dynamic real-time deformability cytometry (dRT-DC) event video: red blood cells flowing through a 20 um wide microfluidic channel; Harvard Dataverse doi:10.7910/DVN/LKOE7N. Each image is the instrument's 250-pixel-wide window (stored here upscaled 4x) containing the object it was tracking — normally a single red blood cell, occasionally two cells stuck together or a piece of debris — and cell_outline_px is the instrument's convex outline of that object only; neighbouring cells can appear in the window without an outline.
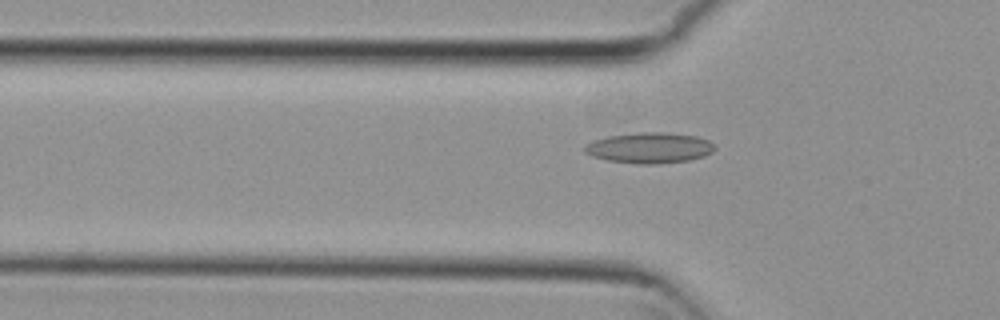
{"species": "common noctule bat (a hibernating species)", "species_latin": "Nyctalus noctula", "temperature_condition": "cold", "stored_images_in_passage": 51, "camera_frame_rate_fps": 3000, "um_per_image_px": 0.085, "animal": {"sex": "female", "body_mass_g": 29.2, "forearm_length_mm": 56.3}, "frame": {"image": 1, "passage_image": 14, "time_ms": 4.333, "image_size_px": [1000, 320], "cell_outline_px": [[716, 148], [712, 152], [704, 156], [688, 160], [656, 164], [636, 164], [608, 160], [592, 156], [584, 152], [584, 144], [608, 136], [640, 132], [664, 132], [696, 136], [708, 140], [716, 144]], "centroid_in_image_um": [55.22, 12.57], "position_along_channel_um": 70.6, "area_um2": 23.29}}
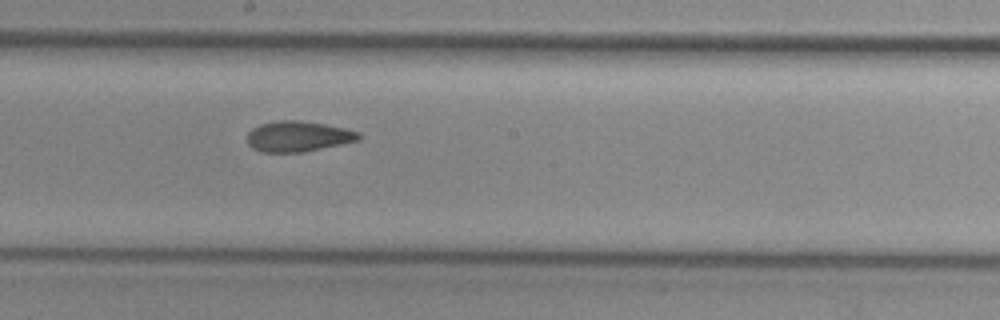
{"frame": {"image": 2, "passage_image": 26, "time_ms": 8.333, "image_size_px": [1000, 320], "cell_outline_px": [[360, 140], [304, 152], [260, 152], [252, 148], [248, 144], [248, 132], [252, 128], [260, 124], [276, 120], [300, 120], [324, 124], [344, 128], [360, 132]], "centroid_in_image_um": [25.32, 11.59], "position_along_channel_um": 222.9, "area_um2": 19.94}}
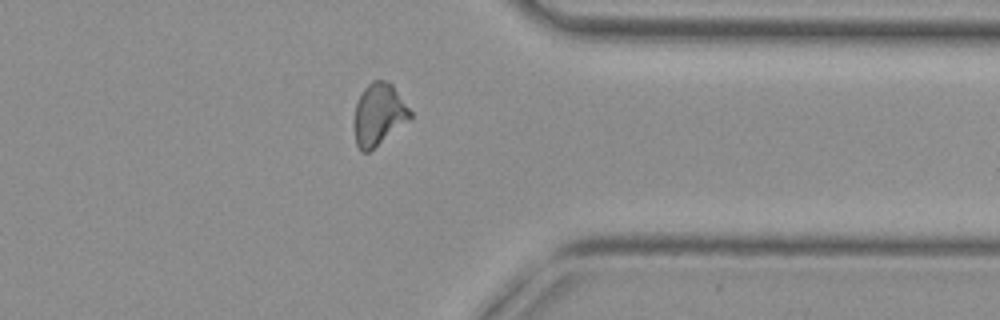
{"frame": {"image": 3, "passage_image": 39, "time_ms": 12.667, "image_size_px": [1000, 320], "cell_outline_px": [[412, 120], [368, 152], [360, 152], [356, 144], [356, 104], [364, 88], [372, 80], [388, 80], [392, 84], [412, 112]], "centroid_in_image_um": [32.25, 9.72], "position_along_channel_um": 379.1, "area_um2": 20.11}, "authors_computed_cell_mechanics": {"area_um2": 20.4034, "velocity_mm_per_s": 3.7993, "shape_relaxation_time_tau1_ms": null, "shape_relaxation_time_tau2_ms": 4.1119, "deformation_change_tau1": null, "deformation_change_tau2": 0.1166}}